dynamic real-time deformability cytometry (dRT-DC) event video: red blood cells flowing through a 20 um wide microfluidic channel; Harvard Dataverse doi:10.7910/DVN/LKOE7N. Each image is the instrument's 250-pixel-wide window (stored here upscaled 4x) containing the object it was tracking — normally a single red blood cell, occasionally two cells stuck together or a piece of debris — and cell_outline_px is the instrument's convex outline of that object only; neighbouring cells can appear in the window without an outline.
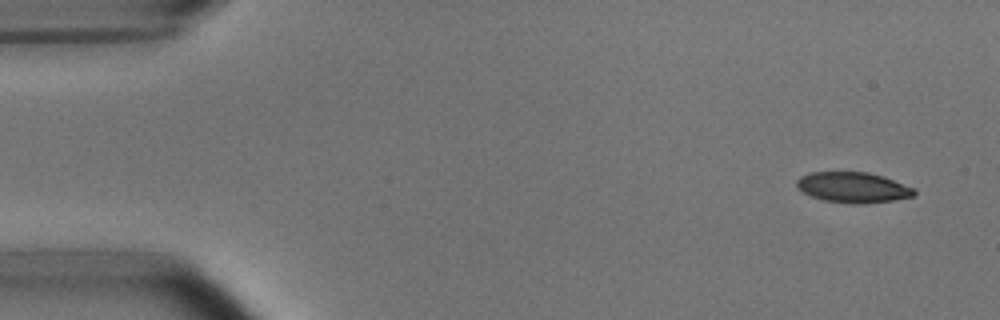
{"species": "common noctule bat (a hibernating species)", "species_latin": "Nyctalus noctula", "temperature_condition": "room temperature", "stored_images_in_passage": 7, "camera_frame_rate_fps": 3000, "um_per_image_px": 0.085, "animal": {"sex": "male", "body_mass_g": 15.6}, "frame": {"image": 1, "passage_image": 1, "time_ms": 0.0, "image_size_px": [1000, 320], "cell_outline_px": [[916, 192], [912, 196], [892, 200], [864, 204], [852, 204], [824, 200], [812, 196], [796, 188], [796, 180], [800, 176], [808, 172], [868, 172], [884, 176], [912, 188]], "centroid_in_image_um": [72.45, 15.92], "position_along_channel_um": 12.5, "area_um2": 20.81}}
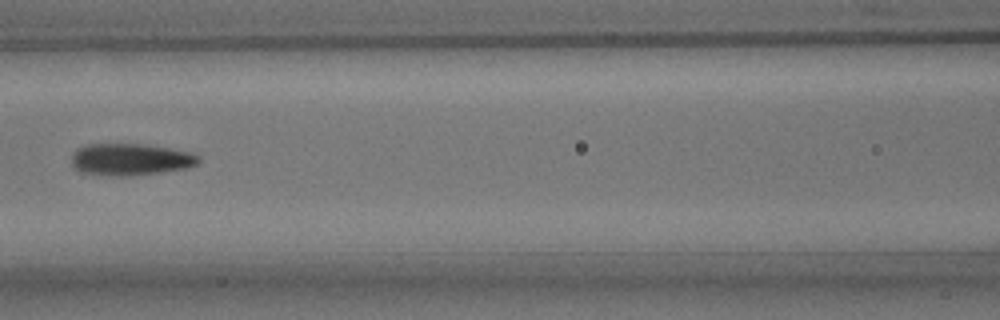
{"frame": {"image": 2, "passage_image": 6, "time_ms": 1.667, "image_size_px": [1000, 320], "cell_outline_px": [[200, 160], [196, 164], [188, 168], [160, 172], [124, 176], [116, 176], [80, 172], [72, 168], [72, 156], [76, 148], [88, 144], [140, 144], [168, 148], [192, 152], [200, 156]], "centroid_in_image_um": [11.07, 13.55], "position_along_channel_um": 155.5, "area_um2": 23.58}}
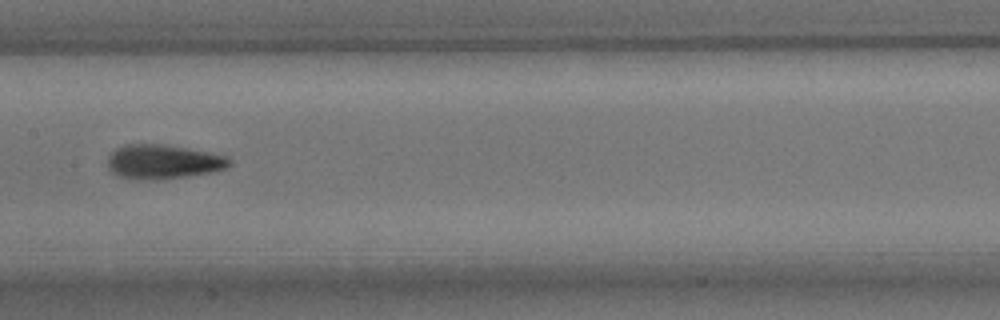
{"frame": {"image": 3, "passage_image": 7, "time_ms": 2.0, "image_size_px": [1000, 320], "cell_outline_px": [[232, 164], [228, 168], [216, 172], [184, 176], [120, 176], [112, 172], [108, 168], [108, 156], [116, 148], [124, 144], [160, 144], [184, 148], [224, 156], [232, 160]], "centroid_in_image_um": [13.91, 13.7], "position_along_channel_um": 193.5, "area_um2": 23.06}}